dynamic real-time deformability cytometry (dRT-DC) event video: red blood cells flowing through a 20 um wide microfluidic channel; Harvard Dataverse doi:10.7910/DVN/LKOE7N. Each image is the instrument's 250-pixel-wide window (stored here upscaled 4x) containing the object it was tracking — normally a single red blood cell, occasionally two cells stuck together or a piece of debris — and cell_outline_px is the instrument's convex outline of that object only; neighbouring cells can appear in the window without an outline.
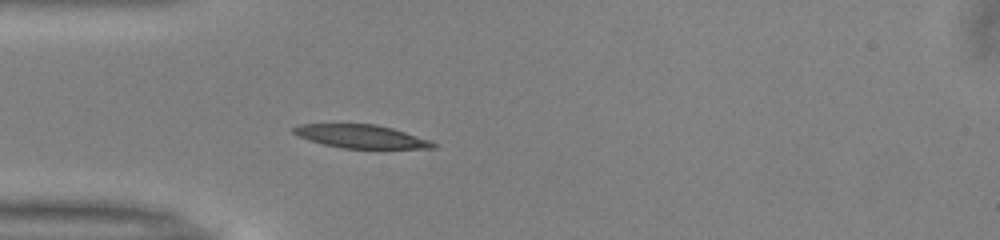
{"species": "common noctule bat (a hibernating species)", "species_latin": "Nyctalus noctula", "temperature_condition": "warm", "stored_images_in_passage": 34, "camera_frame_rate_fps": 3000, "um_per_image_px": 0.085, "animal": {"sex": "male", "body_mass_g": 13.0, "forearm_length_mm": 53.1}, "frame": {"image": 1, "passage_image": 1, "time_ms": 0.0, "image_size_px": [1000, 240], "cell_outline_px": [[436, 148], [344, 148], [324, 144], [308, 140], [292, 132], [292, 128], [300, 124], [376, 124], [392, 128], [428, 140], [436, 144]], "centroid_in_image_um": [30.65, 11.59], "position_along_channel_um": 54.4, "area_um2": 18.61}}
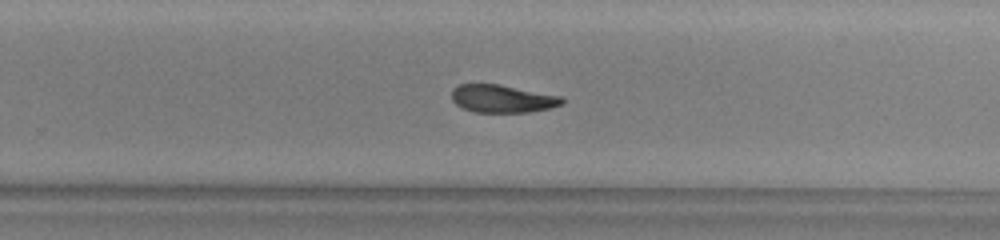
{"frame": {"image": 2, "passage_image": 19, "time_ms": 6.0, "image_size_px": [1000, 240], "cell_outline_px": [[564, 104], [552, 108], [528, 112], [476, 112], [464, 108], [456, 104], [452, 100], [452, 88], [460, 84], [496, 84], [564, 96]], "centroid_in_image_um": [42.75, 8.39], "position_along_channel_um": 287.1, "area_um2": 17.92}}
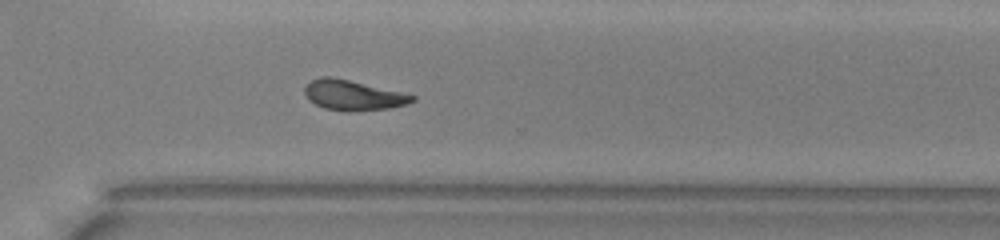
{"frame": {"image": 3, "passage_image": 23, "time_ms": 7.333, "image_size_px": [1000, 240], "cell_outline_px": [[416, 100], [408, 104], [388, 108], [348, 112], [324, 108], [308, 100], [304, 96], [304, 88], [312, 80], [320, 76], [332, 76], [400, 92], [416, 96]], "centroid_in_image_um": [29.98, 8.1], "position_along_channel_um": 340.6, "area_um2": 18.84}, "authors_computed_cell_mechanics": {"area_um2": 18.6694, "velocity_mm_per_s": 3.9937, "shape_relaxation_time_tau1_ms": 9.0758, "shape_relaxation_time_tau2_ms": 7.0089, "deformation_change_tau1": 0.2401, "deformation_change_tau2": 0.1464}}